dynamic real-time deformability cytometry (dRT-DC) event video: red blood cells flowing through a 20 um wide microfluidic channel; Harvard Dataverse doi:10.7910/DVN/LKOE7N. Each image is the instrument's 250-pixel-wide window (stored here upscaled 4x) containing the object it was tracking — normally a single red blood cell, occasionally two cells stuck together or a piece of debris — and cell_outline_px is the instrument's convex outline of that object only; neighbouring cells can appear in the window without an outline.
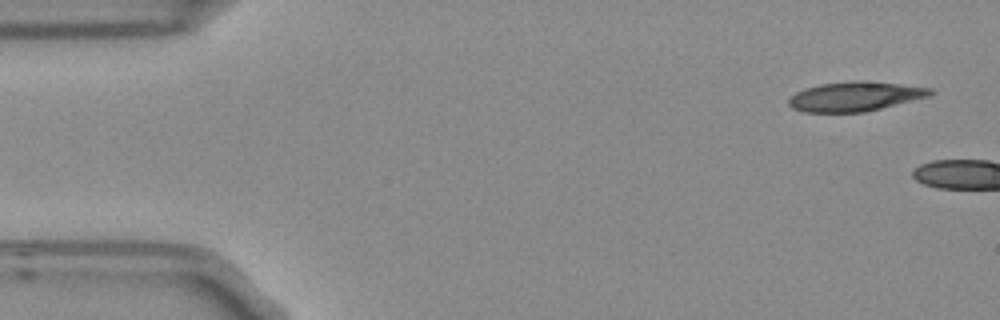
{"species": "Egyptian fruit bat (a non-hibernating species)", "species_latin": "Rousettus aegyptiacus", "temperature_condition": "room temperature", "stored_images_in_passage": 2, "camera_frame_rate_fps": 3000, "um_per_image_px": 0.085, "frame": {"image": 1, "passage_image": 1, "time_ms": 0.0, "image_size_px": [1000, 320], "cell_outline_px": [[936, 92], [928, 96], [864, 112], [804, 112], [792, 108], [788, 104], [788, 100], [796, 92], [804, 88], [820, 84], [860, 80], [932, 88]], "centroid_in_image_um": [72.64, 8.2], "position_along_channel_um": 12.4, "area_um2": 23.99}}